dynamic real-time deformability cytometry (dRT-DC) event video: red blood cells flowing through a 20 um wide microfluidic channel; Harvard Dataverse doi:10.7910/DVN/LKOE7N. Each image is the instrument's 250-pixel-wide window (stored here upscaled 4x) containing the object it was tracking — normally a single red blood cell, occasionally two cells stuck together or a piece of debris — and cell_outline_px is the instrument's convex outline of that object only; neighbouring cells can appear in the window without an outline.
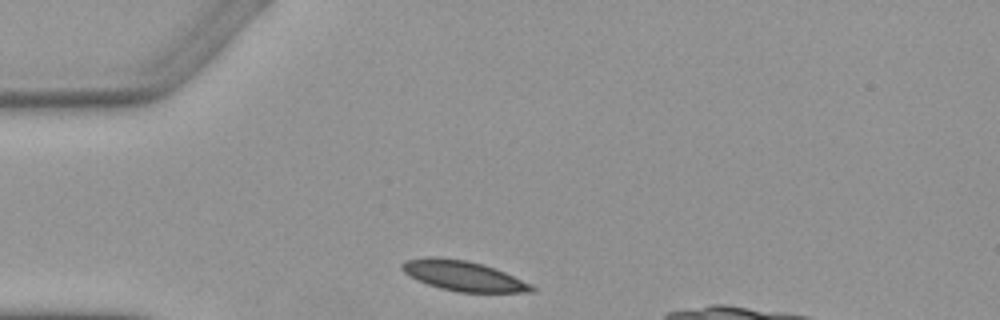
{"species": "Egyptian fruit bat (a non-hibernating species)", "species_latin": "Rousettus aegyptiacus", "temperature_condition": "warm", "stored_images_in_passage": 3, "segment_of_instrument_passage": [2, 2], "camera_frame_rate_fps": 3000, "um_per_image_px": 0.085, "animal": {"sex": "female"}, "frame": {"image": 1, "passage_image": 3, "time_ms": 3.0, "image_size_px": [1000, 320], "cell_outline_px": [[536, 292], [460, 292], [440, 288], [428, 284], [404, 272], [400, 268], [400, 264], [404, 260], [468, 260], [484, 264], [496, 268], [532, 284], [536, 288]], "centroid_in_image_um": [39.52, 23.49], "position_along_channel_um": 45.5, "area_um2": 21.85}}